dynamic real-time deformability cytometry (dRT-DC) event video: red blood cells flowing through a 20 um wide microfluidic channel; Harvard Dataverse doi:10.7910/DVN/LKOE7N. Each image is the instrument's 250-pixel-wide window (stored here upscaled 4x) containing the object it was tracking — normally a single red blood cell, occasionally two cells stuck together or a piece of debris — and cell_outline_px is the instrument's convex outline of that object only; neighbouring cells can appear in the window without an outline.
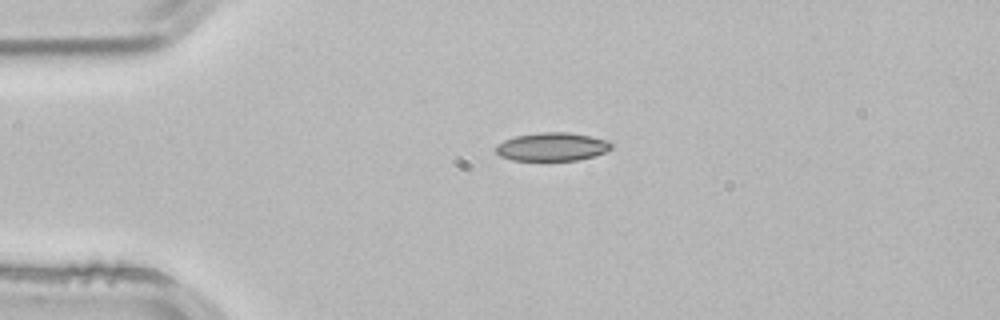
{"species": "common noctule bat (a hibernating species)", "species_latin": "Nyctalus noctula", "temperature_condition": "room temperature", "stored_images_in_passage": 2, "camera_frame_rate_fps": 3000, "um_per_image_px": 0.085, "animal": {"sex": "male", "body_mass_g": 21.5, "forearm_length_mm": 52.0}, "frame": {"image": 1, "passage_image": 1, "time_ms": 0.0, "image_size_px": [1000, 320], "cell_outline_px": [[612, 148], [596, 156], [576, 160], [512, 160], [500, 156], [496, 152], [496, 144], [504, 140], [516, 136], [540, 132], [568, 132], [608, 140], [612, 144]], "centroid_in_image_um": [46.92, 12.47], "position_along_channel_um": 38.1, "area_um2": 19.02}}
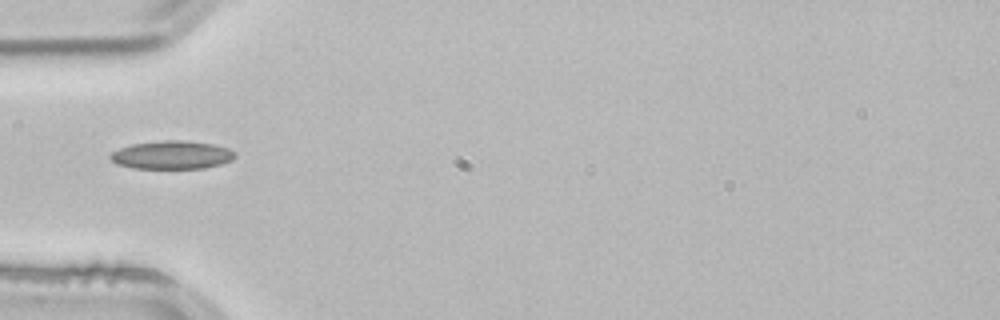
{"frame": {"image": 2, "passage_image": 2, "time_ms": 0.333, "image_size_px": [1000, 320], "cell_outline_px": [[236, 156], [232, 160], [220, 164], [204, 168], [132, 168], [116, 164], [108, 156], [112, 152], [120, 148], [132, 144], [160, 140], [184, 140], [216, 144], [228, 148], [236, 152]], "centroid_in_image_um": [14.63, 13.16], "position_along_channel_um": 70.4, "area_um2": 20.69}}